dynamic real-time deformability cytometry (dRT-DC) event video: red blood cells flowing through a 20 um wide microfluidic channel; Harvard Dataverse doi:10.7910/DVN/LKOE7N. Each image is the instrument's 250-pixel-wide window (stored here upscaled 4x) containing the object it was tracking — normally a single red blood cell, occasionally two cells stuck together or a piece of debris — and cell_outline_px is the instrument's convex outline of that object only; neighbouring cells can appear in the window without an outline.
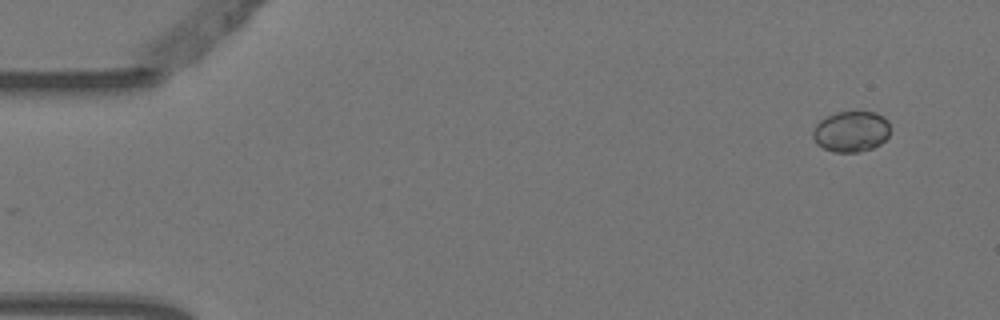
{"species": "Egyptian fruit bat (a non-hibernating species)", "species_latin": "Rousettus aegyptiacus", "temperature_condition": "warm", "stored_images_in_passage": 2, "camera_frame_rate_fps": 3000, "um_per_image_px": 0.085, "animal": {"sex": "female"}, "frame": {"image": 1, "passage_image": 2, "time_ms": 0.333, "image_size_px": [1000, 320], "cell_outline_px": [[888, 136], [880, 144], [872, 148], [856, 152], [832, 152], [816, 144], [812, 136], [812, 132], [816, 124], [820, 120], [836, 112], [856, 108], [876, 112], [884, 116], [888, 120]], "centroid_in_image_um": [72.34, 11.12], "position_along_channel_um": 12.7, "area_um2": 18.96}}